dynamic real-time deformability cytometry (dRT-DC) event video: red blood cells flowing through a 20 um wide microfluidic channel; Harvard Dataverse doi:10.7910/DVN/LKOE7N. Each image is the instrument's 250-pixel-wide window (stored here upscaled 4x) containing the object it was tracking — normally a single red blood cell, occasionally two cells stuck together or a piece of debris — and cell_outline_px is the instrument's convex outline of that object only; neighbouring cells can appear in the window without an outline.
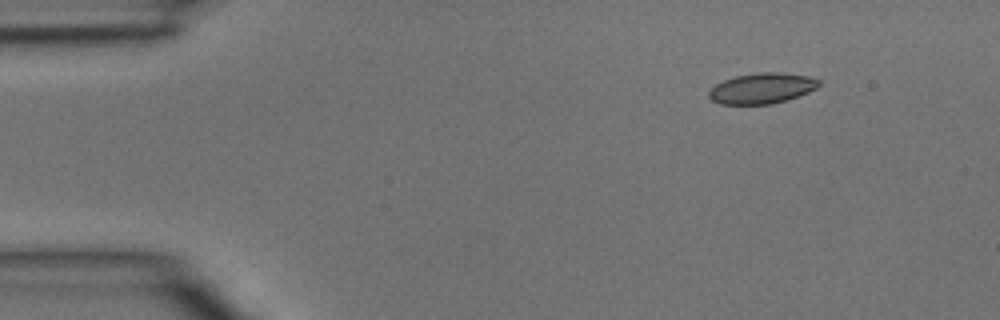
{"species": "common noctule bat (a hibernating species)", "species_latin": "Nyctalus noctula", "temperature_condition": "room temperature", "stored_images_in_passage": 3, "camera_frame_rate_fps": 3000, "um_per_image_px": 0.085, "animal": {"sex": "male", "body_mass_g": 15.6}, "frame": {"image": 1, "passage_image": 1, "time_ms": 0.0, "image_size_px": [1000, 320], "cell_outline_px": [[820, 84], [816, 88], [808, 92], [788, 100], [772, 104], [720, 104], [712, 100], [708, 96], [708, 92], [716, 84], [724, 80], [736, 76], [760, 72], [780, 72], [808, 76], [820, 80]], "centroid_in_image_um": [64.77, 7.51], "position_along_channel_um": 20.2, "area_um2": 19.59}}